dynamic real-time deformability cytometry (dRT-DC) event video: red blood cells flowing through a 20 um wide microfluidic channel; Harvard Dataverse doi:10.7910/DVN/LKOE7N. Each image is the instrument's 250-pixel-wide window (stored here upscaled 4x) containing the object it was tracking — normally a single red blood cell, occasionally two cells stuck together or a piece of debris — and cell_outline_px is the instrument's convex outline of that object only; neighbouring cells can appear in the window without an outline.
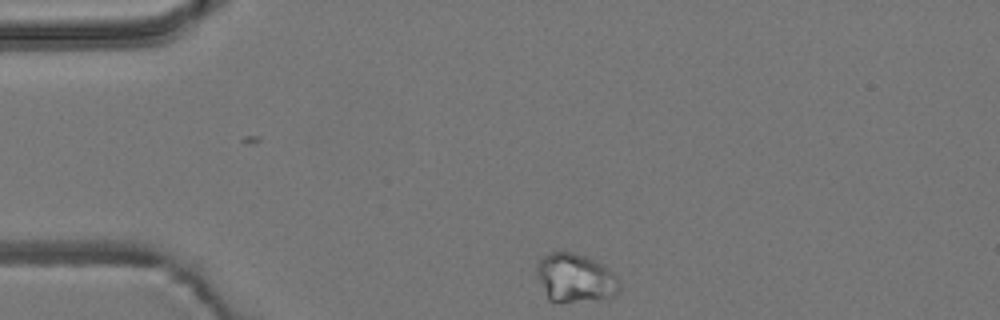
{"species": "common noctule bat (a hibernating species)", "species_latin": "Nyctalus noctula", "temperature_condition": "room temperature", "stored_images_in_passage": 45, "camera_frame_rate_fps": 3000, "um_per_image_px": 0.085, "animal": {"sex": "male", "body_mass_g": 19.2, "forearm_length_mm": 51.8}, "frame": {"image": 1, "passage_image": 1, "time_ms": 0.0, "image_size_px": [1000, 320], "cell_outline_px": [[620, 288], [612, 296], [572, 300], [548, 300], [536, 272], [536, 264], [544, 256], [552, 252], [572, 252], [584, 256], [608, 268], [616, 276], [620, 284]], "centroid_in_image_um": [48.86, 23.58], "position_along_channel_um": 36.1, "area_um2": 22.43}}
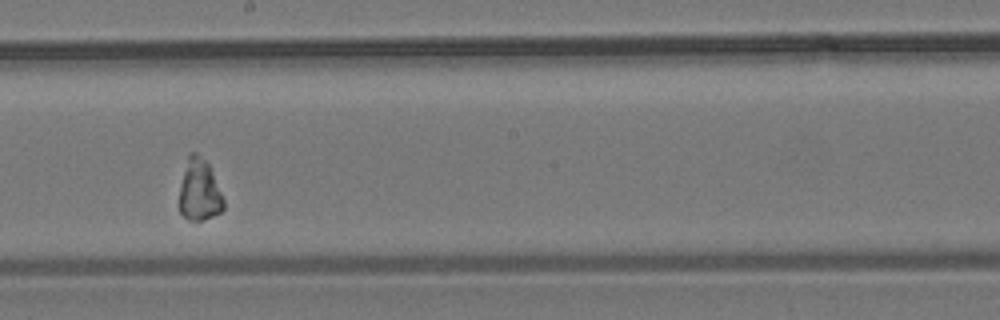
{"frame": {"image": 2, "passage_image": 21, "time_ms": 6.667, "image_size_px": [1000, 320], "cell_outline_px": [[224, 208], [220, 212], [204, 220], [188, 220], [180, 212], [180, 184], [188, 152], [196, 152], [208, 164], [224, 200]], "centroid_in_image_um": [16.93, 16.17], "position_along_channel_um": 231.3, "area_um2": 15.72}}
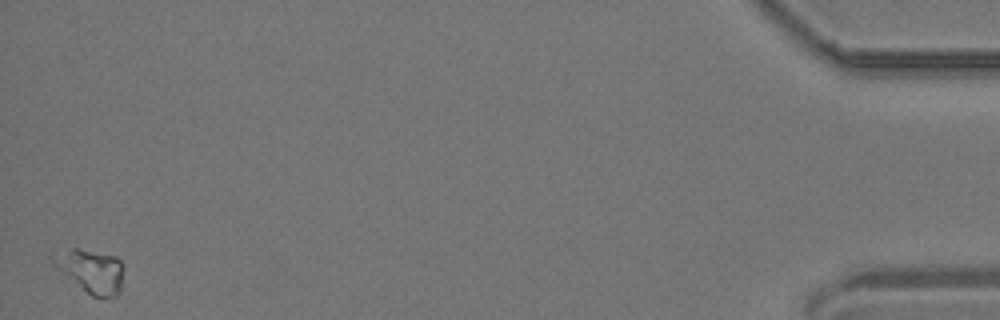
{"frame": {"image": 3, "passage_image": 45, "time_ms": 14.667, "image_size_px": [1000, 320], "cell_outline_px": [[124, 264], [120, 292], [116, 296], [92, 296], [60, 268], [48, 256], [52, 252], [72, 248], [76, 248], [116, 256]], "centroid_in_image_um": [7.78, 22.98], "position_along_channel_um": 427.4, "area_um2": 17.28}}